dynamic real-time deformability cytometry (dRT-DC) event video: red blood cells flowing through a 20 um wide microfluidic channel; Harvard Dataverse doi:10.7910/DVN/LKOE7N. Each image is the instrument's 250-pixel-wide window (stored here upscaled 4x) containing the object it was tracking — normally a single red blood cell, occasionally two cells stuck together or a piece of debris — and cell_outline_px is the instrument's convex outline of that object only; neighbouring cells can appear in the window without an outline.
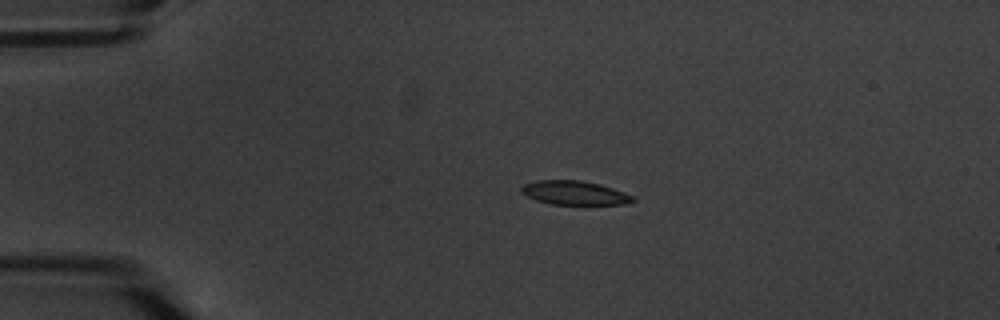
{"species": "common noctule bat (a hibernating species)", "species_latin": "Nyctalus noctula", "temperature_condition": "warm", "stored_images_in_passage": 15, "camera_frame_rate_fps": 3000, "um_per_image_px": 0.085, "animal": {"sex": "male", "body_mass_g": 20.1, "forearm_length_mm": 53.5}, "frame": {"image": 1, "passage_image": 3, "time_ms": 3.333, "image_size_px": [1000, 320], "cell_outline_px": [[636, 200], [624, 204], [552, 204], [536, 200], [520, 192], [520, 188], [524, 184], [536, 180], [580, 180], [600, 184], [624, 192], [632, 196]], "centroid_in_image_um": [48.8, 16.38], "position_along_channel_um": 36.2, "area_um2": 15.43}}
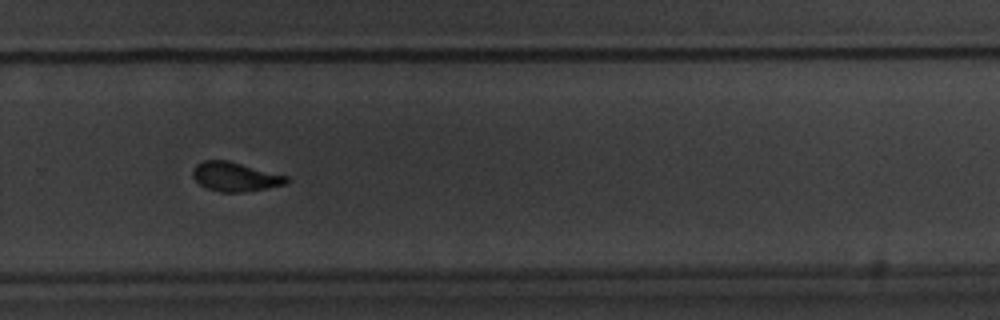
{"frame": {"image": 2, "passage_image": 11, "time_ms": 12.667, "image_size_px": [1000, 320], "cell_outline_px": [[292, 180], [288, 184], [248, 192], [220, 192], [208, 188], [200, 184], [192, 176], [192, 168], [196, 164], [204, 160], [228, 160], [288, 176]], "centroid_in_image_um": [20.03, 15.02], "position_along_channel_um": 309.8, "area_um2": 16.18}}
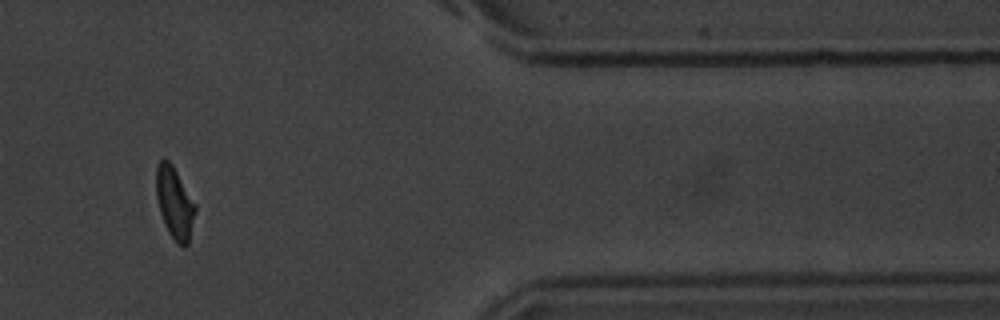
{"frame": {"image": 3, "passage_image": 13, "time_ms": 16.0, "image_size_px": [1000, 320], "cell_outline_px": [[196, 212], [188, 244], [184, 248], [168, 232], [160, 212], [156, 196], [156, 164], [164, 156], [172, 164], [196, 204]], "centroid_in_image_um": [14.84, 17.2], "position_along_channel_um": 396.6, "area_um2": 16.36}, "authors_computed_cell_mechanics": {"area_um2": 16.473, "velocity_mm_per_s": 3.385, "shape_relaxation_time_tau1_ms": 2.7125, "shape_relaxation_time_tau2_ms": 1.4516, "deformation_change_tau1": 0.111, "deformation_change_tau2": 0.0429}}